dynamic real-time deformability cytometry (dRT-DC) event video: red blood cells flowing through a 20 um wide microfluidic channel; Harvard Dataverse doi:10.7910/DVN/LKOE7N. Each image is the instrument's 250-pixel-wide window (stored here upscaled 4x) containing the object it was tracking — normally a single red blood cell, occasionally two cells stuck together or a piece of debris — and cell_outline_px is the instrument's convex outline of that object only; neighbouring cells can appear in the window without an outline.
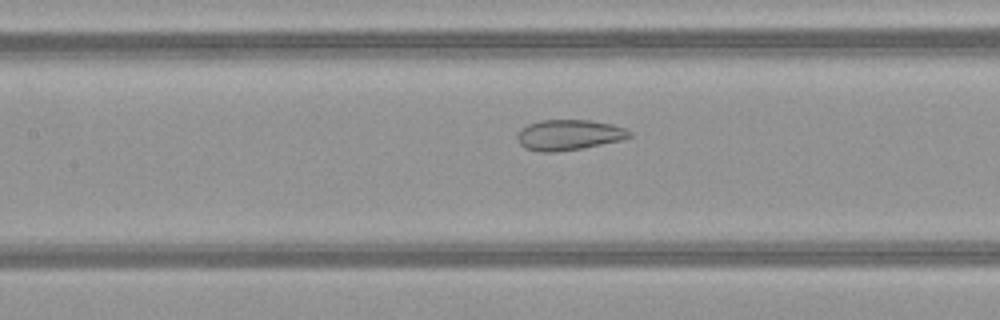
{"species": "common noctule bat (a hibernating species)", "species_latin": "Nyctalus noctula", "temperature_condition": "warm", "stored_images_in_passage": 39, "camera_frame_rate_fps": 3000, "um_per_image_px": 0.085, "animal": {"sex": "female", "body_mass_g": 21.9}, "frame": {"image": 1, "passage_image": 12, "time_ms": 3.667, "image_size_px": [1000, 320], "cell_outline_px": [[632, 136], [624, 140], [584, 148], [556, 152], [540, 152], [524, 148], [516, 140], [516, 132], [520, 128], [528, 124], [540, 120], [592, 120], [612, 124], [624, 128], [632, 132]], "centroid_in_image_um": [48.34, 11.47], "position_along_channel_um": 159.1, "area_um2": 20.4}}
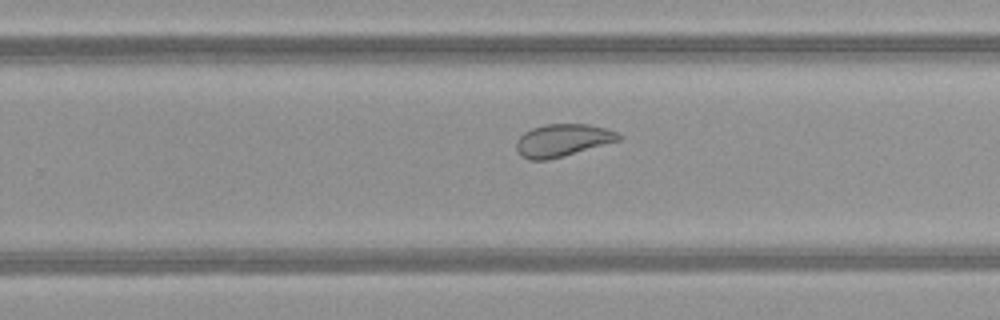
{"frame": {"image": 2, "passage_image": 21, "time_ms": 6.667, "image_size_px": [1000, 320], "cell_outline_px": [[624, 136], [620, 140], [564, 156], [548, 160], [528, 160], [516, 148], [516, 140], [524, 132], [532, 128], [544, 124], [588, 124], [604, 128], [616, 132]], "centroid_in_image_um": [47.82, 11.92], "position_along_channel_um": 282.0, "area_um2": 19.31}}
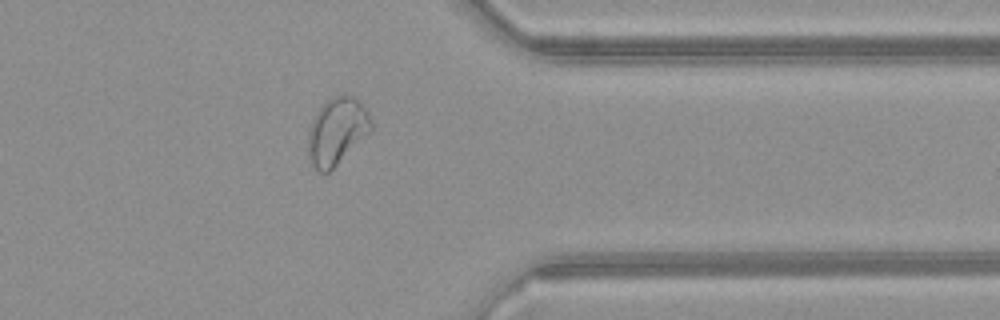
{"frame": {"image": 3, "passage_image": 29, "time_ms": 9.333, "image_size_px": [1000, 320], "cell_outline_px": [[372, 132], [328, 172], [320, 172], [312, 164], [308, 152], [308, 132], [316, 112], [332, 96], [356, 96], [368, 112], [372, 124]], "centroid_in_image_um": [28.66, 11.14], "position_along_channel_um": 382.7, "area_um2": 24.39}, "authors_computed_cell_mechanics": {"area_um2": 22.1374, "velocity_mm_per_s": 4.1107, "shape_relaxation_time_tau1_ms": null, "shape_relaxation_time_tau2_ms": 1.5131, "deformation_change_tau1": null, "deformation_change_tau2": 0.0768}}